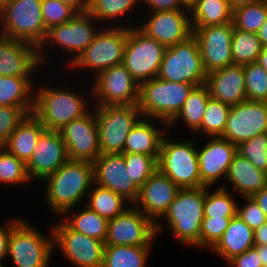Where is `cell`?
<instances>
[{"instance_id": "1", "label": "cell", "mask_w": 267, "mask_h": 267, "mask_svg": "<svg viewBox=\"0 0 267 267\" xmlns=\"http://www.w3.org/2000/svg\"><path fill=\"white\" fill-rule=\"evenodd\" d=\"M45 198L52 213L70 215L88 196L94 184L93 162L68 159L56 172L43 180Z\"/></svg>"}, {"instance_id": "2", "label": "cell", "mask_w": 267, "mask_h": 267, "mask_svg": "<svg viewBox=\"0 0 267 267\" xmlns=\"http://www.w3.org/2000/svg\"><path fill=\"white\" fill-rule=\"evenodd\" d=\"M205 187L180 189L168 210L156 223L157 234L162 229L170 228L182 244L199 247V236L204 217Z\"/></svg>"}, {"instance_id": "3", "label": "cell", "mask_w": 267, "mask_h": 267, "mask_svg": "<svg viewBox=\"0 0 267 267\" xmlns=\"http://www.w3.org/2000/svg\"><path fill=\"white\" fill-rule=\"evenodd\" d=\"M35 89L33 115L50 131H61L72 120L86 115L91 109L85 95L67 88L38 86ZM38 90V91H36ZM85 98V99H84Z\"/></svg>"}, {"instance_id": "4", "label": "cell", "mask_w": 267, "mask_h": 267, "mask_svg": "<svg viewBox=\"0 0 267 267\" xmlns=\"http://www.w3.org/2000/svg\"><path fill=\"white\" fill-rule=\"evenodd\" d=\"M195 85L172 82L158 77L140 85L138 107L145 118L167 126L179 113Z\"/></svg>"}, {"instance_id": "5", "label": "cell", "mask_w": 267, "mask_h": 267, "mask_svg": "<svg viewBox=\"0 0 267 267\" xmlns=\"http://www.w3.org/2000/svg\"><path fill=\"white\" fill-rule=\"evenodd\" d=\"M42 0H6L0 9V35L40 48L47 29L41 12Z\"/></svg>"}, {"instance_id": "6", "label": "cell", "mask_w": 267, "mask_h": 267, "mask_svg": "<svg viewBox=\"0 0 267 267\" xmlns=\"http://www.w3.org/2000/svg\"><path fill=\"white\" fill-rule=\"evenodd\" d=\"M157 165L180 189L202 187L197 148L190 139L172 141L164 134Z\"/></svg>"}, {"instance_id": "7", "label": "cell", "mask_w": 267, "mask_h": 267, "mask_svg": "<svg viewBox=\"0 0 267 267\" xmlns=\"http://www.w3.org/2000/svg\"><path fill=\"white\" fill-rule=\"evenodd\" d=\"M111 25L109 28L99 26L91 44L68 67L91 70L96 77L107 68L122 64L129 25Z\"/></svg>"}, {"instance_id": "8", "label": "cell", "mask_w": 267, "mask_h": 267, "mask_svg": "<svg viewBox=\"0 0 267 267\" xmlns=\"http://www.w3.org/2000/svg\"><path fill=\"white\" fill-rule=\"evenodd\" d=\"M100 153H123L126 138L143 117L138 104L95 105Z\"/></svg>"}, {"instance_id": "9", "label": "cell", "mask_w": 267, "mask_h": 267, "mask_svg": "<svg viewBox=\"0 0 267 267\" xmlns=\"http://www.w3.org/2000/svg\"><path fill=\"white\" fill-rule=\"evenodd\" d=\"M157 77L196 87L205 85L207 72L203 66L197 39L193 34L183 42L166 47Z\"/></svg>"}, {"instance_id": "10", "label": "cell", "mask_w": 267, "mask_h": 267, "mask_svg": "<svg viewBox=\"0 0 267 267\" xmlns=\"http://www.w3.org/2000/svg\"><path fill=\"white\" fill-rule=\"evenodd\" d=\"M49 237L21 220L12 228L8 240V257L15 267H48L54 248L52 228Z\"/></svg>"}, {"instance_id": "11", "label": "cell", "mask_w": 267, "mask_h": 267, "mask_svg": "<svg viewBox=\"0 0 267 267\" xmlns=\"http://www.w3.org/2000/svg\"><path fill=\"white\" fill-rule=\"evenodd\" d=\"M166 47L146 36L137 27H127V41L122 64L137 81L156 78Z\"/></svg>"}, {"instance_id": "12", "label": "cell", "mask_w": 267, "mask_h": 267, "mask_svg": "<svg viewBox=\"0 0 267 267\" xmlns=\"http://www.w3.org/2000/svg\"><path fill=\"white\" fill-rule=\"evenodd\" d=\"M93 18L88 12L77 13L70 21L61 23L51 27L47 31L46 38L39 50V59L41 65L45 62V55L43 47L49 43V47L55 48L57 45L66 50V53L71 55L67 65H71L91 44L95 34L99 30V22ZM97 24V25H96ZM56 44V45H55ZM43 50V51H42ZM72 53V54H71Z\"/></svg>"}, {"instance_id": "13", "label": "cell", "mask_w": 267, "mask_h": 267, "mask_svg": "<svg viewBox=\"0 0 267 267\" xmlns=\"http://www.w3.org/2000/svg\"><path fill=\"white\" fill-rule=\"evenodd\" d=\"M54 249L58 247L75 267H102L105 242L70 229L63 221L52 227Z\"/></svg>"}, {"instance_id": "14", "label": "cell", "mask_w": 267, "mask_h": 267, "mask_svg": "<svg viewBox=\"0 0 267 267\" xmlns=\"http://www.w3.org/2000/svg\"><path fill=\"white\" fill-rule=\"evenodd\" d=\"M92 84L96 96L95 105L138 104L140 85L123 64L112 66L100 72Z\"/></svg>"}, {"instance_id": "15", "label": "cell", "mask_w": 267, "mask_h": 267, "mask_svg": "<svg viewBox=\"0 0 267 267\" xmlns=\"http://www.w3.org/2000/svg\"><path fill=\"white\" fill-rule=\"evenodd\" d=\"M155 237H157L156 224L132 205L123 213L108 220L105 245H151Z\"/></svg>"}, {"instance_id": "16", "label": "cell", "mask_w": 267, "mask_h": 267, "mask_svg": "<svg viewBox=\"0 0 267 267\" xmlns=\"http://www.w3.org/2000/svg\"><path fill=\"white\" fill-rule=\"evenodd\" d=\"M267 130V102L246 100L231 106L228 120L219 136L238 146Z\"/></svg>"}, {"instance_id": "17", "label": "cell", "mask_w": 267, "mask_h": 267, "mask_svg": "<svg viewBox=\"0 0 267 267\" xmlns=\"http://www.w3.org/2000/svg\"><path fill=\"white\" fill-rule=\"evenodd\" d=\"M234 30L233 22L192 28L196 37L203 66L207 73L233 65L231 37Z\"/></svg>"}, {"instance_id": "18", "label": "cell", "mask_w": 267, "mask_h": 267, "mask_svg": "<svg viewBox=\"0 0 267 267\" xmlns=\"http://www.w3.org/2000/svg\"><path fill=\"white\" fill-rule=\"evenodd\" d=\"M94 183L112 190L123 197L130 205L138 200L140 189L127 172L122 153L100 154L94 161Z\"/></svg>"}, {"instance_id": "19", "label": "cell", "mask_w": 267, "mask_h": 267, "mask_svg": "<svg viewBox=\"0 0 267 267\" xmlns=\"http://www.w3.org/2000/svg\"><path fill=\"white\" fill-rule=\"evenodd\" d=\"M93 108L86 115L72 120L60 132L70 160L93 162L101 153L98 128Z\"/></svg>"}, {"instance_id": "20", "label": "cell", "mask_w": 267, "mask_h": 267, "mask_svg": "<svg viewBox=\"0 0 267 267\" xmlns=\"http://www.w3.org/2000/svg\"><path fill=\"white\" fill-rule=\"evenodd\" d=\"M138 29L165 47L185 41L192 32L190 10L155 11Z\"/></svg>"}, {"instance_id": "21", "label": "cell", "mask_w": 267, "mask_h": 267, "mask_svg": "<svg viewBox=\"0 0 267 267\" xmlns=\"http://www.w3.org/2000/svg\"><path fill=\"white\" fill-rule=\"evenodd\" d=\"M68 160L60 132L45 130L38 138L31 158L26 162L30 180L42 181Z\"/></svg>"}, {"instance_id": "22", "label": "cell", "mask_w": 267, "mask_h": 267, "mask_svg": "<svg viewBox=\"0 0 267 267\" xmlns=\"http://www.w3.org/2000/svg\"><path fill=\"white\" fill-rule=\"evenodd\" d=\"M180 188L158 169L140 188L138 200L134 204L155 224L161 220Z\"/></svg>"}, {"instance_id": "23", "label": "cell", "mask_w": 267, "mask_h": 267, "mask_svg": "<svg viewBox=\"0 0 267 267\" xmlns=\"http://www.w3.org/2000/svg\"><path fill=\"white\" fill-rule=\"evenodd\" d=\"M210 140L197 149L199 173L203 187H211L221 178H226L229 165L237 153V146L221 137Z\"/></svg>"}, {"instance_id": "24", "label": "cell", "mask_w": 267, "mask_h": 267, "mask_svg": "<svg viewBox=\"0 0 267 267\" xmlns=\"http://www.w3.org/2000/svg\"><path fill=\"white\" fill-rule=\"evenodd\" d=\"M40 67L38 48L0 35V76L32 77Z\"/></svg>"}, {"instance_id": "25", "label": "cell", "mask_w": 267, "mask_h": 267, "mask_svg": "<svg viewBox=\"0 0 267 267\" xmlns=\"http://www.w3.org/2000/svg\"><path fill=\"white\" fill-rule=\"evenodd\" d=\"M205 86L212 99L230 107L247 100L243 65L233 64L207 73Z\"/></svg>"}, {"instance_id": "26", "label": "cell", "mask_w": 267, "mask_h": 267, "mask_svg": "<svg viewBox=\"0 0 267 267\" xmlns=\"http://www.w3.org/2000/svg\"><path fill=\"white\" fill-rule=\"evenodd\" d=\"M226 180L240 196L252 197L267 185V173L257 169L248 159L238 152L229 165Z\"/></svg>"}, {"instance_id": "27", "label": "cell", "mask_w": 267, "mask_h": 267, "mask_svg": "<svg viewBox=\"0 0 267 267\" xmlns=\"http://www.w3.org/2000/svg\"><path fill=\"white\" fill-rule=\"evenodd\" d=\"M254 245V230L236 214L231 218L222 237L210 251H214L225 262H228L233 257L241 255Z\"/></svg>"}, {"instance_id": "28", "label": "cell", "mask_w": 267, "mask_h": 267, "mask_svg": "<svg viewBox=\"0 0 267 267\" xmlns=\"http://www.w3.org/2000/svg\"><path fill=\"white\" fill-rule=\"evenodd\" d=\"M151 119L142 117L129 132L123 153H139L159 158L160 146L162 142L161 129L150 122Z\"/></svg>"}, {"instance_id": "29", "label": "cell", "mask_w": 267, "mask_h": 267, "mask_svg": "<svg viewBox=\"0 0 267 267\" xmlns=\"http://www.w3.org/2000/svg\"><path fill=\"white\" fill-rule=\"evenodd\" d=\"M45 130L41 122L33 114H29L11 133L3 147L26 163Z\"/></svg>"}, {"instance_id": "30", "label": "cell", "mask_w": 267, "mask_h": 267, "mask_svg": "<svg viewBox=\"0 0 267 267\" xmlns=\"http://www.w3.org/2000/svg\"><path fill=\"white\" fill-rule=\"evenodd\" d=\"M33 77L0 76V107H21L28 115L33 113L35 91Z\"/></svg>"}, {"instance_id": "31", "label": "cell", "mask_w": 267, "mask_h": 267, "mask_svg": "<svg viewBox=\"0 0 267 267\" xmlns=\"http://www.w3.org/2000/svg\"><path fill=\"white\" fill-rule=\"evenodd\" d=\"M233 10L227 0H198L190 10L192 28L223 25L232 22Z\"/></svg>"}, {"instance_id": "32", "label": "cell", "mask_w": 267, "mask_h": 267, "mask_svg": "<svg viewBox=\"0 0 267 267\" xmlns=\"http://www.w3.org/2000/svg\"><path fill=\"white\" fill-rule=\"evenodd\" d=\"M152 245H105L102 267H146Z\"/></svg>"}, {"instance_id": "33", "label": "cell", "mask_w": 267, "mask_h": 267, "mask_svg": "<svg viewBox=\"0 0 267 267\" xmlns=\"http://www.w3.org/2000/svg\"><path fill=\"white\" fill-rule=\"evenodd\" d=\"M209 96L208 89L205 85L195 87L185 100L181 110L176 117L169 123L174 125L179 120L185 123L189 131L195 132L200 126L205 115L206 106Z\"/></svg>"}, {"instance_id": "34", "label": "cell", "mask_w": 267, "mask_h": 267, "mask_svg": "<svg viewBox=\"0 0 267 267\" xmlns=\"http://www.w3.org/2000/svg\"><path fill=\"white\" fill-rule=\"evenodd\" d=\"M86 198L87 202H85L84 205L88 206L92 211L98 213L106 220L113 219L131 206L125 204V202H127V204L129 203L123 197L95 183L92 185Z\"/></svg>"}, {"instance_id": "35", "label": "cell", "mask_w": 267, "mask_h": 267, "mask_svg": "<svg viewBox=\"0 0 267 267\" xmlns=\"http://www.w3.org/2000/svg\"><path fill=\"white\" fill-rule=\"evenodd\" d=\"M85 209L72 216L64 215L63 222L72 230L105 242L107 236L108 220L92 211L85 205Z\"/></svg>"}, {"instance_id": "36", "label": "cell", "mask_w": 267, "mask_h": 267, "mask_svg": "<svg viewBox=\"0 0 267 267\" xmlns=\"http://www.w3.org/2000/svg\"><path fill=\"white\" fill-rule=\"evenodd\" d=\"M263 45L257 33L234 27L231 37L233 64L244 65L258 61Z\"/></svg>"}, {"instance_id": "37", "label": "cell", "mask_w": 267, "mask_h": 267, "mask_svg": "<svg viewBox=\"0 0 267 267\" xmlns=\"http://www.w3.org/2000/svg\"><path fill=\"white\" fill-rule=\"evenodd\" d=\"M209 189L205 187L204 217L233 218L237 214V202L227 187L223 185L212 192Z\"/></svg>"}, {"instance_id": "38", "label": "cell", "mask_w": 267, "mask_h": 267, "mask_svg": "<svg viewBox=\"0 0 267 267\" xmlns=\"http://www.w3.org/2000/svg\"><path fill=\"white\" fill-rule=\"evenodd\" d=\"M267 19V2L259 0L233 10L232 22L236 29L257 33Z\"/></svg>"}, {"instance_id": "39", "label": "cell", "mask_w": 267, "mask_h": 267, "mask_svg": "<svg viewBox=\"0 0 267 267\" xmlns=\"http://www.w3.org/2000/svg\"><path fill=\"white\" fill-rule=\"evenodd\" d=\"M230 106L210 98L208 100L205 115L201 126L194 132L204 136L218 137L223 133L228 120Z\"/></svg>"}, {"instance_id": "40", "label": "cell", "mask_w": 267, "mask_h": 267, "mask_svg": "<svg viewBox=\"0 0 267 267\" xmlns=\"http://www.w3.org/2000/svg\"><path fill=\"white\" fill-rule=\"evenodd\" d=\"M140 0H90V7L88 13L97 20L104 22L105 19L114 21L125 14L130 13Z\"/></svg>"}, {"instance_id": "41", "label": "cell", "mask_w": 267, "mask_h": 267, "mask_svg": "<svg viewBox=\"0 0 267 267\" xmlns=\"http://www.w3.org/2000/svg\"><path fill=\"white\" fill-rule=\"evenodd\" d=\"M29 183L26 163L0 146V183L7 185Z\"/></svg>"}, {"instance_id": "42", "label": "cell", "mask_w": 267, "mask_h": 267, "mask_svg": "<svg viewBox=\"0 0 267 267\" xmlns=\"http://www.w3.org/2000/svg\"><path fill=\"white\" fill-rule=\"evenodd\" d=\"M246 98L249 101L267 102V72L256 61L243 65Z\"/></svg>"}, {"instance_id": "43", "label": "cell", "mask_w": 267, "mask_h": 267, "mask_svg": "<svg viewBox=\"0 0 267 267\" xmlns=\"http://www.w3.org/2000/svg\"><path fill=\"white\" fill-rule=\"evenodd\" d=\"M127 172L140 189L148 178L158 169L157 159L139 153H122Z\"/></svg>"}, {"instance_id": "44", "label": "cell", "mask_w": 267, "mask_h": 267, "mask_svg": "<svg viewBox=\"0 0 267 267\" xmlns=\"http://www.w3.org/2000/svg\"><path fill=\"white\" fill-rule=\"evenodd\" d=\"M237 152L248 159L257 169L267 173V135H257L237 146Z\"/></svg>"}, {"instance_id": "45", "label": "cell", "mask_w": 267, "mask_h": 267, "mask_svg": "<svg viewBox=\"0 0 267 267\" xmlns=\"http://www.w3.org/2000/svg\"><path fill=\"white\" fill-rule=\"evenodd\" d=\"M41 12L45 27H51L70 21L78 12L61 0H42Z\"/></svg>"}, {"instance_id": "46", "label": "cell", "mask_w": 267, "mask_h": 267, "mask_svg": "<svg viewBox=\"0 0 267 267\" xmlns=\"http://www.w3.org/2000/svg\"><path fill=\"white\" fill-rule=\"evenodd\" d=\"M230 220L231 218L203 217L199 236V247L211 249L222 237Z\"/></svg>"}, {"instance_id": "47", "label": "cell", "mask_w": 267, "mask_h": 267, "mask_svg": "<svg viewBox=\"0 0 267 267\" xmlns=\"http://www.w3.org/2000/svg\"><path fill=\"white\" fill-rule=\"evenodd\" d=\"M27 116L28 114L21 107H0V146L8 141L11 133Z\"/></svg>"}, {"instance_id": "48", "label": "cell", "mask_w": 267, "mask_h": 267, "mask_svg": "<svg viewBox=\"0 0 267 267\" xmlns=\"http://www.w3.org/2000/svg\"><path fill=\"white\" fill-rule=\"evenodd\" d=\"M244 206L237 205V215L253 230L267 221V217L252 197H243Z\"/></svg>"}, {"instance_id": "49", "label": "cell", "mask_w": 267, "mask_h": 267, "mask_svg": "<svg viewBox=\"0 0 267 267\" xmlns=\"http://www.w3.org/2000/svg\"><path fill=\"white\" fill-rule=\"evenodd\" d=\"M227 263H230L232 267H263L260 254L254 246L241 255L233 257Z\"/></svg>"}, {"instance_id": "50", "label": "cell", "mask_w": 267, "mask_h": 267, "mask_svg": "<svg viewBox=\"0 0 267 267\" xmlns=\"http://www.w3.org/2000/svg\"><path fill=\"white\" fill-rule=\"evenodd\" d=\"M145 3L151 12L155 11H172V10H187L179 0H141Z\"/></svg>"}, {"instance_id": "51", "label": "cell", "mask_w": 267, "mask_h": 267, "mask_svg": "<svg viewBox=\"0 0 267 267\" xmlns=\"http://www.w3.org/2000/svg\"><path fill=\"white\" fill-rule=\"evenodd\" d=\"M8 221L5 225H0V263H3V259L8 255V240L11 234L12 228L21 220L13 219Z\"/></svg>"}, {"instance_id": "52", "label": "cell", "mask_w": 267, "mask_h": 267, "mask_svg": "<svg viewBox=\"0 0 267 267\" xmlns=\"http://www.w3.org/2000/svg\"><path fill=\"white\" fill-rule=\"evenodd\" d=\"M61 1L71 6L78 13H86L89 11L90 0H61Z\"/></svg>"}, {"instance_id": "53", "label": "cell", "mask_w": 267, "mask_h": 267, "mask_svg": "<svg viewBox=\"0 0 267 267\" xmlns=\"http://www.w3.org/2000/svg\"><path fill=\"white\" fill-rule=\"evenodd\" d=\"M255 245H267V221L254 230Z\"/></svg>"}, {"instance_id": "54", "label": "cell", "mask_w": 267, "mask_h": 267, "mask_svg": "<svg viewBox=\"0 0 267 267\" xmlns=\"http://www.w3.org/2000/svg\"><path fill=\"white\" fill-rule=\"evenodd\" d=\"M252 198L267 217V185L261 191L254 194Z\"/></svg>"}, {"instance_id": "55", "label": "cell", "mask_w": 267, "mask_h": 267, "mask_svg": "<svg viewBox=\"0 0 267 267\" xmlns=\"http://www.w3.org/2000/svg\"><path fill=\"white\" fill-rule=\"evenodd\" d=\"M257 34H258L259 39L261 40L263 47H266L267 46V19L265 20L263 25L260 27Z\"/></svg>"}, {"instance_id": "56", "label": "cell", "mask_w": 267, "mask_h": 267, "mask_svg": "<svg viewBox=\"0 0 267 267\" xmlns=\"http://www.w3.org/2000/svg\"><path fill=\"white\" fill-rule=\"evenodd\" d=\"M260 254V260L262 261L263 267L267 265V245H254Z\"/></svg>"}, {"instance_id": "57", "label": "cell", "mask_w": 267, "mask_h": 267, "mask_svg": "<svg viewBox=\"0 0 267 267\" xmlns=\"http://www.w3.org/2000/svg\"><path fill=\"white\" fill-rule=\"evenodd\" d=\"M228 4L230 6V8L232 10H234L237 7L243 6V5H247V4H251V3H255L259 0H227Z\"/></svg>"}, {"instance_id": "58", "label": "cell", "mask_w": 267, "mask_h": 267, "mask_svg": "<svg viewBox=\"0 0 267 267\" xmlns=\"http://www.w3.org/2000/svg\"><path fill=\"white\" fill-rule=\"evenodd\" d=\"M267 72V46L263 47L261 54L257 61Z\"/></svg>"}, {"instance_id": "59", "label": "cell", "mask_w": 267, "mask_h": 267, "mask_svg": "<svg viewBox=\"0 0 267 267\" xmlns=\"http://www.w3.org/2000/svg\"><path fill=\"white\" fill-rule=\"evenodd\" d=\"M179 1L185 9L191 10V8L197 3L198 0H179Z\"/></svg>"}, {"instance_id": "60", "label": "cell", "mask_w": 267, "mask_h": 267, "mask_svg": "<svg viewBox=\"0 0 267 267\" xmlns=\"http://www.w3.org/2000/svg\"><path fill=\"white\" fill-rule=\"evenodd\" d=\"M5 1L6 0H0V9L2 8V6H3V4H4Z\"/></svg>"}]
</instances>
